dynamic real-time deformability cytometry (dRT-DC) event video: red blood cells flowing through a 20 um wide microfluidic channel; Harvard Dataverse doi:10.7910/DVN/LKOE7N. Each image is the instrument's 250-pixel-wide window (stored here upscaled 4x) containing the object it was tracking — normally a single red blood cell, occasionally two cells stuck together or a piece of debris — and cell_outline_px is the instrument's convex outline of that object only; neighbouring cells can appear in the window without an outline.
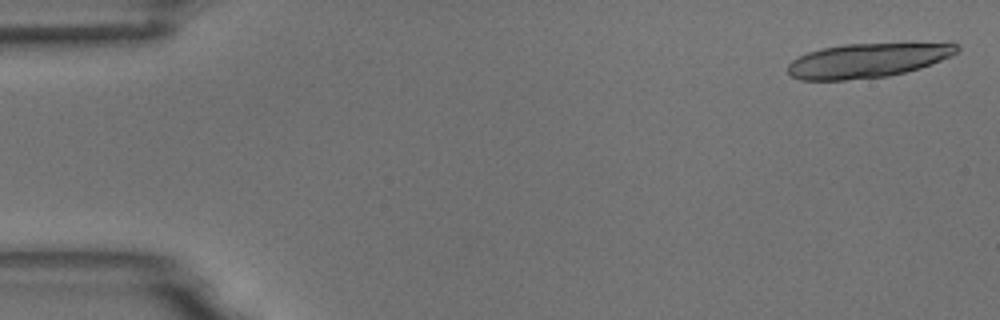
{"species": "common noctule bat (a hibernating species)", "species_latin": "Nyctalus noctula", "temperature_condition": "room temperature", "stored_images_in_passage": 18, "camera_frame_rate_fps": 3000, "um_per_image_px": 0.085, "animal": {"sex": "male", "body_mass_g": 18.8}, "frame": {"image": 1, "passage_image": 2, "time_ms": 0.333, "image_size_px": [1000, 320], "cell_outline_px": [[960, 48], [952, 56], [932, 64], [920, 68], [888, 76], [844, 80], [800, 80], [792, 76], [788, 72], [788, 64], [792, 60], [808, 52], [820, 48], [844, 44], [952, 40], [960, 44]], "centroid_in_image_um": [73.9, 5.08], "position_along_channel_um": 11.1, "area_um2": 35.14}}